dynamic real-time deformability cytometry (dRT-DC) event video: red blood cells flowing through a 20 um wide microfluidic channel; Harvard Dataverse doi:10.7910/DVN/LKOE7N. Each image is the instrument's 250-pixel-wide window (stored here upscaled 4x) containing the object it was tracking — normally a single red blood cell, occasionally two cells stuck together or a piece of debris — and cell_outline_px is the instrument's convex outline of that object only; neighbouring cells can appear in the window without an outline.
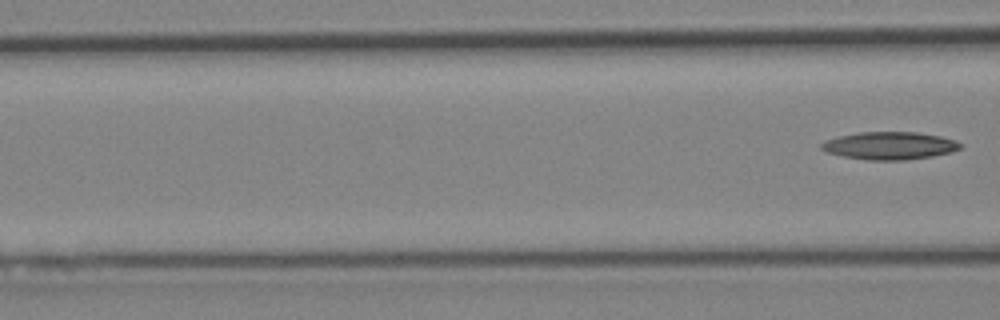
{"species": "Egyptian fruit bat (a non-hibernating species)", "species_latin": "Rousettus aegyptiacus", "temperature_condition": "cold", "stored_images_in_passage": 6, "segment_of_instrument_passage": [2, 2], "camera_frame_rate_fps": 3000, "um_per_image_px": 0.085, "animal": {"sex": "female"}, "frame": {"image": 1, "passage_image": 6, "time_ms": 6.667, "image_size_px": [1000, 320], "cell_outline_px": [[964, 144], [960, 148], [952, 152], [932, 156], [904, 160], [868, 160], [844, 156], [828, 152], [820, 148], [820, 144], [828, 140], [840, 136], [860, 132], [916, 132], [940, 136], [956, 140]], "centroid_in_image_um": [75.67, 12.38], "position_along_channel_um": 90.9, "area_um2": 22.25}}